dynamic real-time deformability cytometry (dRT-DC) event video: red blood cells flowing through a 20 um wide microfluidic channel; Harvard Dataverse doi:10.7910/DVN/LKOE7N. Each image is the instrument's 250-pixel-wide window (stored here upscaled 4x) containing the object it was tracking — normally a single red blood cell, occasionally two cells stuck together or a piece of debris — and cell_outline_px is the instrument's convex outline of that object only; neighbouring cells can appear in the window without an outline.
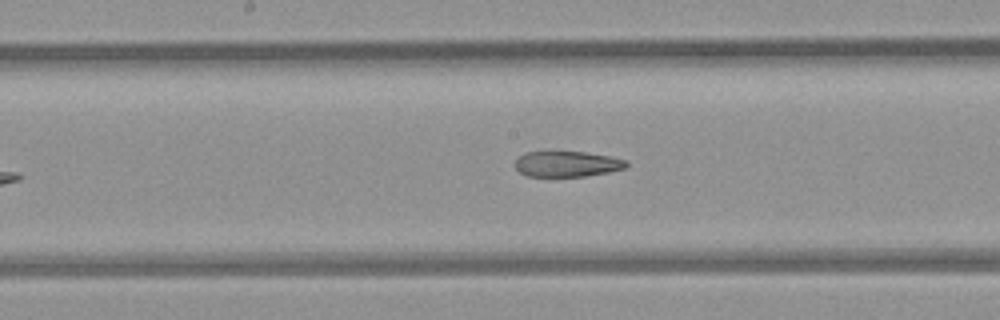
{"species": "common noctule bat (a hibernating species)", "species_latin": "Nyctalus noctula", "temperature_condition": "room temperature", "stored_images_in_passage": 8, "camera_frame_rate_fps": 3000, "um_per_image_px": 0.085, "animal": {"sex": "female", "body_mass_g": 21.9}, "frame": {"image": 1, "passage_image": 7, "time_ms": 2.0, "image_size_px": [1000, 320], "cell_outline_px": [[628, 164], [624, 168], [608, 172], [584, 176], [528, 176], [520, 172], [516, 168], [516, 160], [524, 152], [584, 152], [608, 156], [628, 160]], "centroid_in_image_um": [48.21, 13.93], "position_along_channel_um": 200.0, "area_um2": 16.36}}
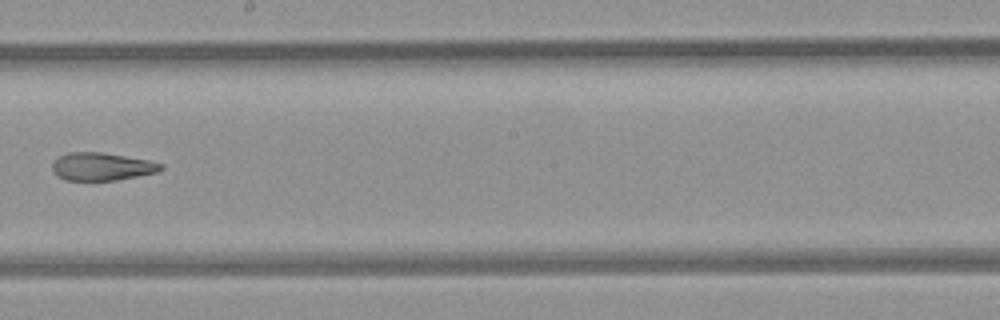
{"frame": {"image": 2, "passage_image": 8, "time_ms": 2.333, "image_size_px": [1000, 320], "cell_outline_px": [[164, 168], [156, 172], [116, 180], [64, 180], [52, 168], [52, 160], [68, 152], [104, 152], [148, 160], [164, 164]], "centroid_in_image_um": [8.66, 14.14], "position_along_channel_um": 239.5, "area_um2": 17.51}}